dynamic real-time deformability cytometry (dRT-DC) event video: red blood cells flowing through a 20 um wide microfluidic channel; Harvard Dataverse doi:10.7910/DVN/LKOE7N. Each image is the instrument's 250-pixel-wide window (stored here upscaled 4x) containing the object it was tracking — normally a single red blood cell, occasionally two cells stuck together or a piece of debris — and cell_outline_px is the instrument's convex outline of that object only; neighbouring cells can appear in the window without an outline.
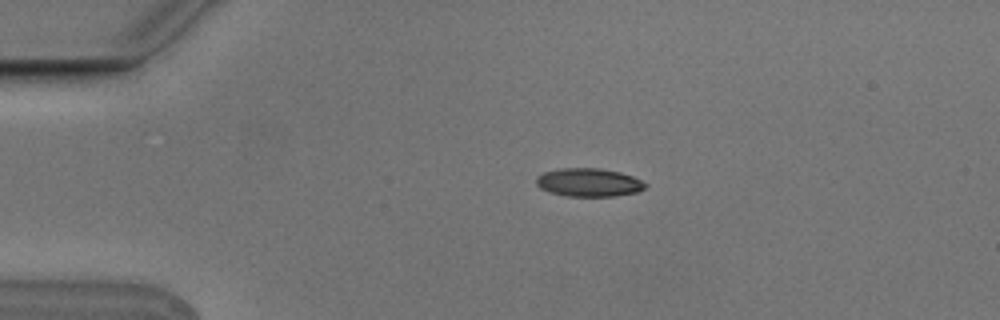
{"species": "Egyptian fruit bat (a non-hibernating species)", "species_latin": "Rousettus aegyptiacus", "temperature_condition": "cold", "stored_images_in_passage": 6, "camera_frame_rate_fps": 3000, "um_per_image_px": 0.085, "animal": {"sex": "male"}, "frame": {"image": 1, "passage_image": 3, "time_ms": 0.667, "image_size_px": [1000, 320], "cell_outline_px": [[648, 184], [644, 188], [636, 192], [616, 196], [564, 196], [540, 188], [536, 184], [536, 176], [544, 172], [560, 168], [600, 168], [620, 172], [632, 176]], "centroid_in_image_um": [50.03, 15.5], "position_along_channel_um": 35.0, "area_um2": 17.98}}
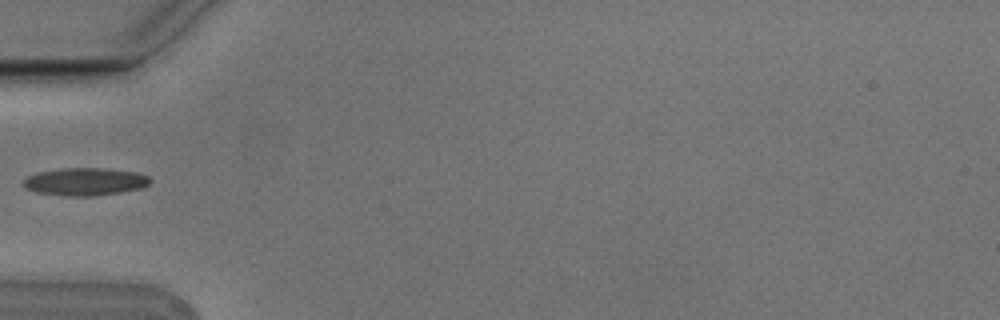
{"frame": {"image": 2, "passage_image": 5, "time_ms": 1.333, "image_size_px": [1000, 320], "cell_outline_px": [[152, 180], [148, 184], [140, 188], [120, 192], [96, 196], [64, 196], [36, 192], [24, 188], [24, 180], [28, 176], [40, 172], [60, 168], [104, 168], [136, 172], [148, 176]], "centroid_in_image_um": [7.23, 15.44], "position_along_channel_um": 77.8, "area_um2": 20.4}}